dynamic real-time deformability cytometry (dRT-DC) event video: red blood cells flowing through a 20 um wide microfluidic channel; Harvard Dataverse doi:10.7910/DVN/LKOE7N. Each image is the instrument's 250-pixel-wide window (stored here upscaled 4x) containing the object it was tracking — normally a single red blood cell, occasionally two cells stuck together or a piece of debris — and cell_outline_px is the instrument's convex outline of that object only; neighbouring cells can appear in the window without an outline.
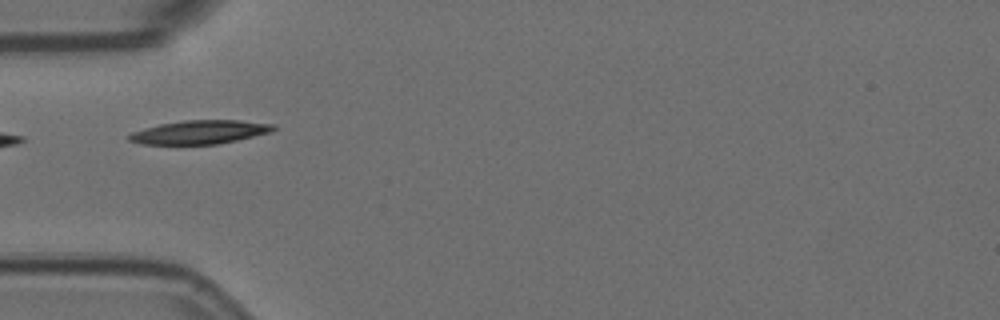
{"species": "Egyptian fruit bat (a non-hibernating species)", "species_latin": "Rousettus aegyptiacus", "temperature_condition": "room temperature", "stored_images_in_passage": 11, "camera_frame_rate_fps": 3000, "um_per_image_px": 0.085, "animal": {"sex": "female"}, "frame": {"image": 1, "passage_image": 2, "time_ms": 0.333, "image_size_px": [1000, 320], "cell_outline_px": [[276, 128], [268, 132], [236, 140], [216, 144], [140, 144], [128, 140], [128, 136], [132, 132], [144, 128], [160, 124], [184, 120], [240, 120], [276, 124]], "centroid_in_image_um": [16.95, 11.22], "position_along_channel_um": 68.0, "area_um2": 19.71}}
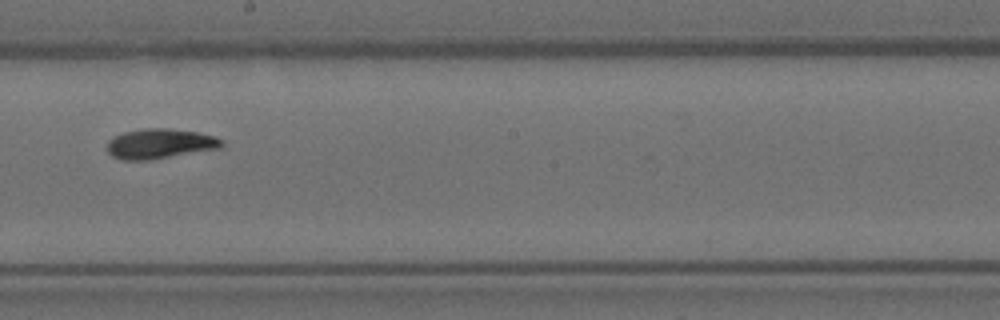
{"frame": {"image": 2, "passage_image": 6, "time_ms": 1.667, "image_size_px": [1000, 320], "cell_outline_px": [[224, 144], [220, 148], [148, 160], [120, 160], [112, 156], [108, 152], [108, 140], [124, 132], [144, 128], [168, 128], [196, 132], [216, 136], [224, 140]], "centroid_in_image_um": [13.61, 12.21], "position_along_channel_um": 234.6, "area_um2": 19.94}}
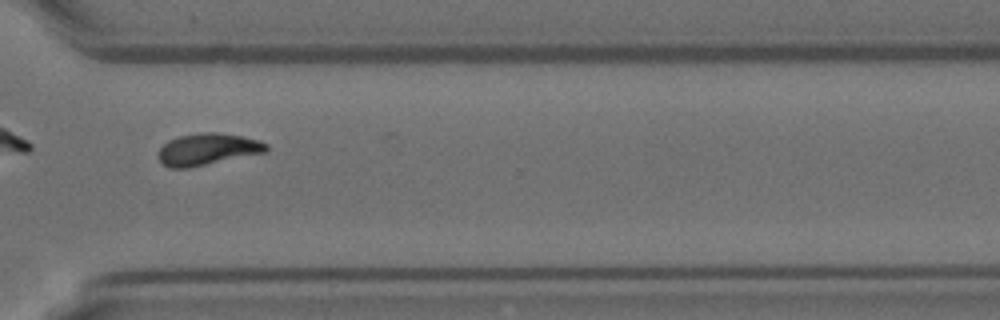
{"frame": {"image": 3, "passage_image": 9, "time_ms": 2.667, "image_size_px": [1000, 320], "cell_outline_px": [[268, 152], [188, 168], [168, 168], [160, 160], [160, 148], [168, 140], [180, 136], [200, 132], [216, 132], [240, 136], [260, 140], [268, 144]], "centroid_in_image_um": [17.69, 12.69], "position_along_channel_um": 352.9, "area_um2": 19.94}}